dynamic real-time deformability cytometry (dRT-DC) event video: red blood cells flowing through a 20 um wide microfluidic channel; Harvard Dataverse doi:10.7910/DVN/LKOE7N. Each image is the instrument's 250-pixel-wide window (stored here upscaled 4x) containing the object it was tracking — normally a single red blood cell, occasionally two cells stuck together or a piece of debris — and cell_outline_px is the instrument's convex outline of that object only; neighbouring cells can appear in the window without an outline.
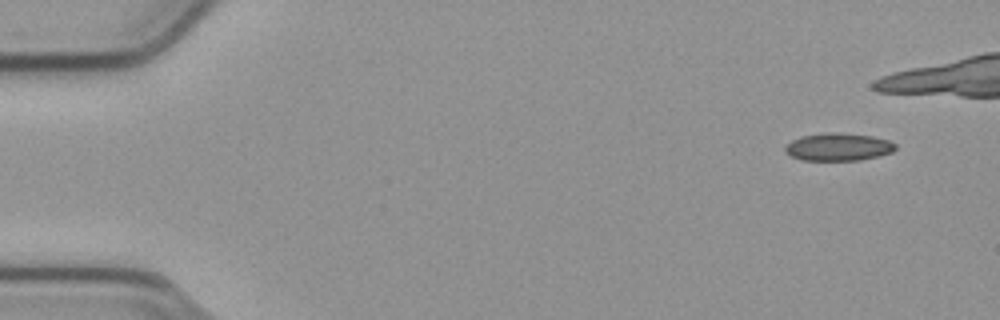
{"species": "common noctule bat (a hibernating species)", "species_latin": "Nyctalus noctula", "temperature_condition": "cold", "stored_images_in_passage": 40, "camera_frame_rate_fps": 3000, "um_per_image_px": 0.085, "animal": {"sex": "male", "body_mass_g": 23.1, "forearm_length_mm": 52.7}, "frame": {"image": 1, "passage_image": 1, "time_ms": 0.0, "image_size_px": [1000, 320], "cell_outline_px": [[896, 148], [892, 152], [880, 156], [860, 160], [800, 160], [784, 152], [784, 144], [800, 136], [872, 136], [888, 140], [896, 144]], "centroid_in_image_um": [71.24, 12.56], "position_along_channel_um": 13.8, "area_um2": 16.82}}
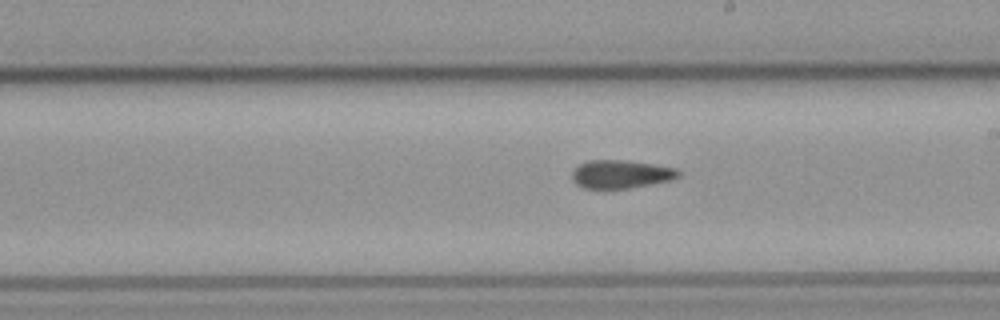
{"frame": {"image": 2, "passage_image": 28, "time_ms": 9.0, "image_size_px": [1000, 320], "cell_outline_px": [[680, 176], [672, 180], [628, 188], [584, 188], [576, 184], [572, 180], [572, 172], [580, 164], [588, 160], [624, 160], [652, 164], [676, 168], [680, 172]], "centroid_in_image_um": [52.78, 14.8], "position_along_channel_um": 236.2, "area_um2": 17.4}}
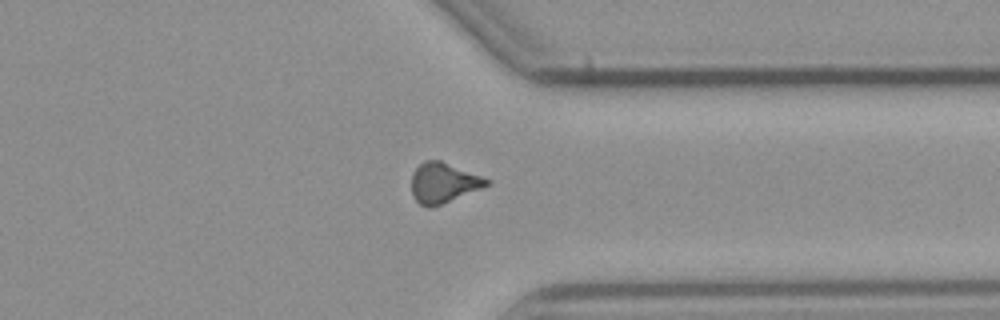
{"frame": {"image": 3, "passage_image": 39, "time_ms": 12.667, "image_size_px": [1000, 320], "cell_outline_px": [[492, 184], [440, 204], [428, 208], [420, 204], [416, 200], [412, 192], [412, 176], [416, 168], [424, 160], [440, 160], [492, 180]], "centroid_in_image_um": [37.71, 15.53], "position_along_channel_um": 373.7, "area_um2": 17.34}}